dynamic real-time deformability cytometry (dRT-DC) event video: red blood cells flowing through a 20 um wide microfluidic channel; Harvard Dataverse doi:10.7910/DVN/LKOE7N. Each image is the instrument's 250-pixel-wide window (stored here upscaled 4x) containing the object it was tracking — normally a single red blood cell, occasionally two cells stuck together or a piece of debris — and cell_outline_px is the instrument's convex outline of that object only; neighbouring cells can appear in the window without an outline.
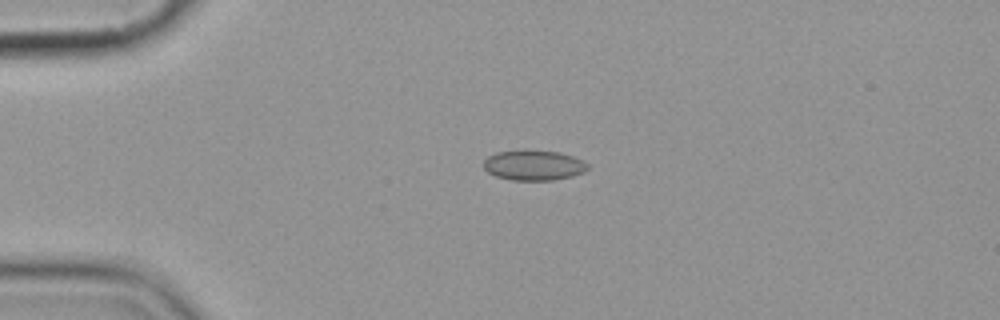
{"species": "common noctule bat (a hibernating species)", "species_latin": "Nyctalus noctula", "temperature_condition": "cold", "stored_images_in_passage": 3, "camera_frame_rate_fps": 3000, "um_per_image_px": 0.085, "animal": {"sex": "female", "body_mass_g": 19.9}, "frame": {"image": 1, "passage_image": 2, "time_ms": 1.0, "image_size_px": [1000, 320], "cell_outline_px": [[588, 168], [584, 172], [572, 176], [552, 180], [512, 180], [496, 176], [488, 172], [484, 168], [484, 160], [488, 156], [496, 152], [524, 148], [560, 152], [584, 160], [588, 164]], "centroid_in_image_um": [45.36, 14.01], "position_along_channel_um": 39.6, "area_um2": 18.73}}